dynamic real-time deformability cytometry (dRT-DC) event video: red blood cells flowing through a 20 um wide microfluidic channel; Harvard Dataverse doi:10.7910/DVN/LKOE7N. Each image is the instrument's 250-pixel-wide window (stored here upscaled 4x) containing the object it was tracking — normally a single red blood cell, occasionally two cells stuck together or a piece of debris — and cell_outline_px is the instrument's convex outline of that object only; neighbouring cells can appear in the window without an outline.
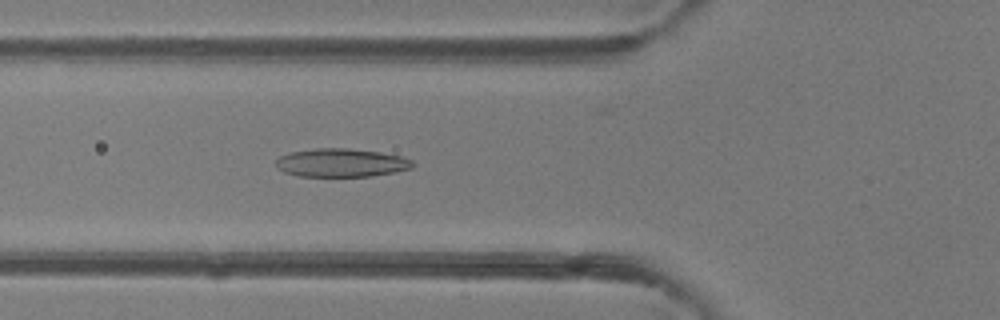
{"species": "common noctule bat (a hibernating species)", "species_latin": "Nyctalus noctula", "temperature_condition": "room temperature", "stored_images_in_passage": 50, "camera_frame_rate_fps": 3000, "um_per_image_px": 0.085, "animal": {"sex": "female"}, "frame": {"image": 1, "passage_image": 18, "time_ms": 5.667, "image_size_px": [1000, 320], "cell_outline_px": [[412, 168], [396, 172], [372, 176], [300, 176], [284, 172], [276, 168], [276, 160], [280, 156], [292, 152], [316, 148], [348, 148], [380, 152], [400, 156], [412, 160]], "centroid_in_image_um": [29.0, 13.83], "position_along_channel_um": 96.8, "area_um2": 22.54}}
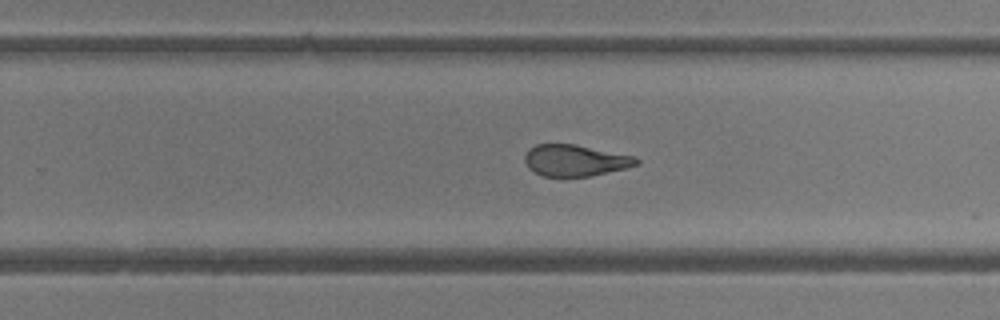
{"frame": {"image": 2, "passage_image": 31, "time_ms": 10.0, "image_size_px": [1000, 320], "cell_outline_px": [[640, 164], [592, 176], [544, 176], [528, 168], [524, 160], [524, 156], [528, 148], [536, 144], [576, 144], [636, 156], [640, 160]], "centroid_in_image_um": [48.9, 13.62], "position_along_channel_um": 280.9, "area_um2": 20.58}}
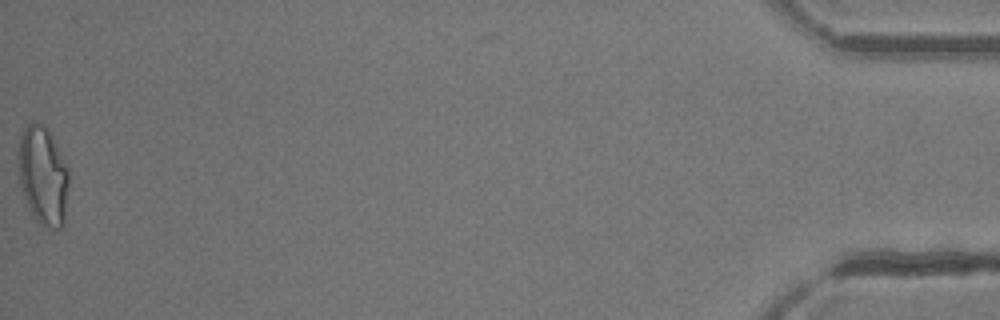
{"frame": {"image": 3, "passage_image": 49, "time_ms": 16.0, "image_size_px": [1000, 320], "cell_outline_px": [[68, 184], [64, 224], [60, 228], [52, 228], [40, 224], [32, 216], [28, 208], [20, 184], [16, 152], [20, 132], [28, 124], [44, 124], [68, 168]], "centroid_in_image_um": [3.61, 14.94], "position_along_channel_um": 431.6, "area_um2": 29.07}, "authors_computed_cell_mechanics": {"area_um2": 22.8599, "velocity_mm_per_s": 4.244, "shape_relaxation_time_tau1_ms": null, "shape_relaxation_time_tau2_ms": 1.6758, "deformation_change_tau1": null, "deformation_change_tau2": 0.0887}}